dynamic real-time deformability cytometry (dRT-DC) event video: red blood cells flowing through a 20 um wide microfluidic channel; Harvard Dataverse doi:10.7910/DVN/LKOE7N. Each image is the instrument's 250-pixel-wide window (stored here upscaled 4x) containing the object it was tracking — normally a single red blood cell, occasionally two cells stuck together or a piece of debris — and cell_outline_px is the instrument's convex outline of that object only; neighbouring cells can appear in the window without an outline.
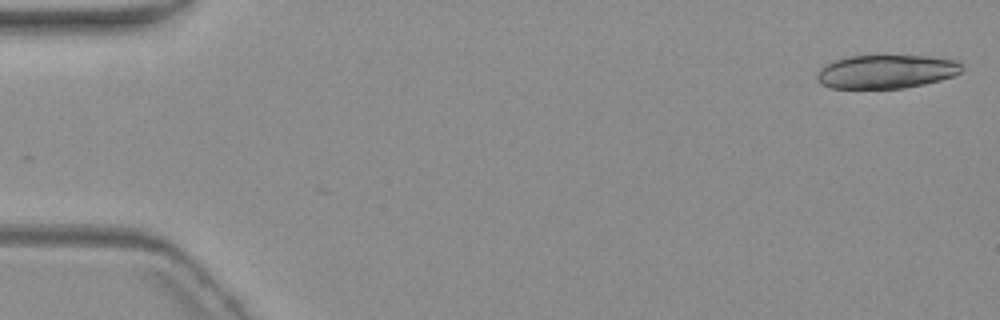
{"species": "common noctule bat (a hibernating species)", "species_latin": "Nyctalus noctula", "temperature_condition": "warm", "stored_images_in_passage": 9, "camera_frame_rate_fps": 3000, "um_per_image_px": 0.085, "animal": {"sex": "female", "body_mass_g": 19.3, "forearm_length_mm": 54.1}, "frame": {"image": 1, "passage_image": 1, "time_ms": 0.0, "image_size_px": [1000, 320], "cell_outline_px": [[964, 68], [960, 72], [952, 76], [940, 80], [924, 84], [904, 88], [832, 88], [820, 84], [816, 80], [816, 72], [824, 64], [836, 60], [852, 56], [880, 52], [884, 52], [924, 56], [956, 60]], "centroid_in_image_um": [75.29, 6.04], "position_along_channel_um": 9.7, "area_um2": 29.42}}
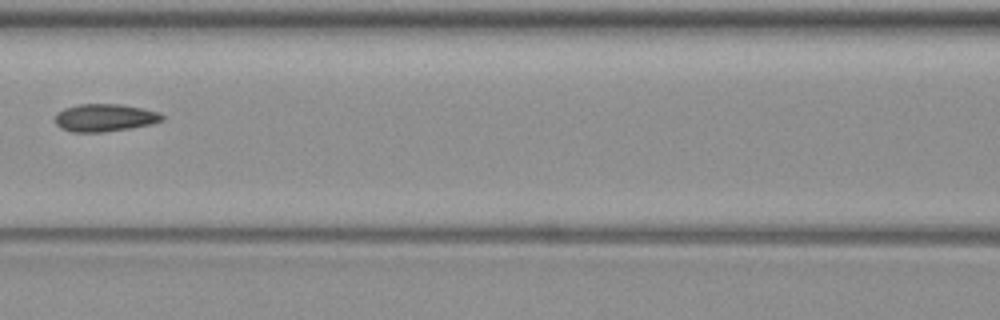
{"frame": {"image": 2, "passage_image": 7, "time_ms": 8.333, "image_size_px": [1000, 320], "cell_outline_px": [[164, 120], [152, 124], [104, 132], [72, 132], [60, 128], [56, 124], [56, 112], [64, 108], [76, 104], [120, 104], [160, 112], [164, 116]], "centroid_in_image_um": [8.89, 10.0], "position_along_channel_um": 157.7, "area_um2": 17.28}}
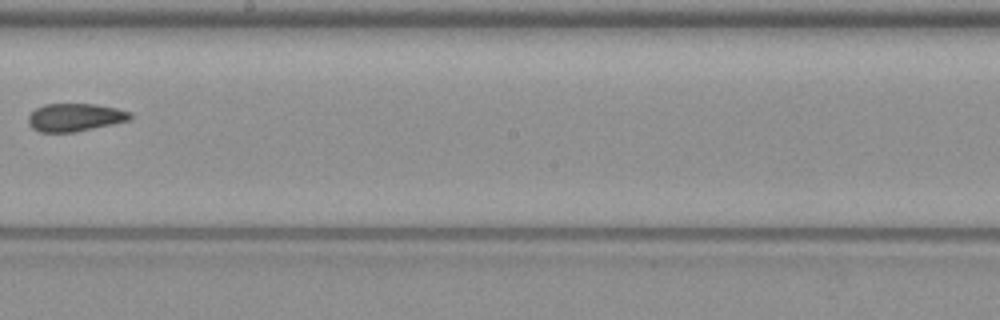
{"frame": {"image": 3, "passage_image": 9, "time_ms": 10.667, "image_size_px": [1000, 320], "cell_outline_px": [[132, 116], [128, 120], [92, 128], [72, 132], [40, 132], [32, 128], [28, 124], [28, 116], [36, 108], [44, 104], [96, 104], [116, 108], [132, 112]], "centroid_in_image_um": [6.34, 9.96], "position_along_channel_um": 241.9, "area_um2": 16.42}}